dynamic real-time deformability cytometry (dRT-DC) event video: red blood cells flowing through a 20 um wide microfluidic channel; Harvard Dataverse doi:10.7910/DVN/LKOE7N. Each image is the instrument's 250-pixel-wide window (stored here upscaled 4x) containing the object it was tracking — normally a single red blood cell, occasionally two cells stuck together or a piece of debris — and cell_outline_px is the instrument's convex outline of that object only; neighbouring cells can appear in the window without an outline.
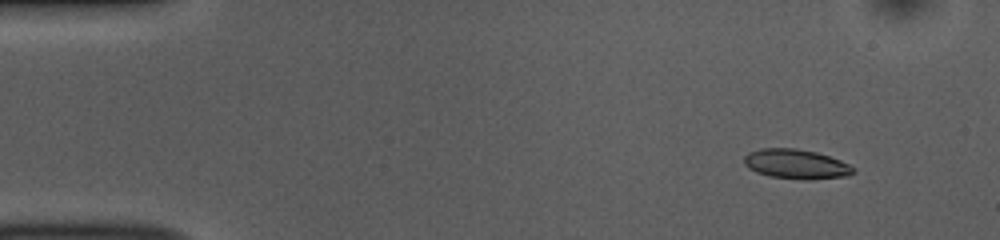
{"species": "common noctule bat (a hibernating species)", "species_latin": "Nyctalus noctula", "temperature_condition": "room temperature", "stored_images_in_passage": 49, "camera_frame_rate_fps": 3000, "um_per_image_px": 0.085, "animal": {"sex": "female", "body_mass_g": 10.0, "forearm_length_mm": 53.1}, "frame": {"image": 1, "passage_image": 1, "time_ms": 0.0, "image_size_px": [1000, 240], "cell_outline_px": [[856, 172], [848, 176], [808, 180], [804, 180], [768, 176], [756, 172], [748, 168], [744, 164], [744, 156], [748, 152], [760, 148], [796, 148], [816, 152], [840, 160], [856, 168]], "centroid_in_image_um": [67.67, 13.95], "position_along_channel_um": 17.3, "area_um2": 19.07}}
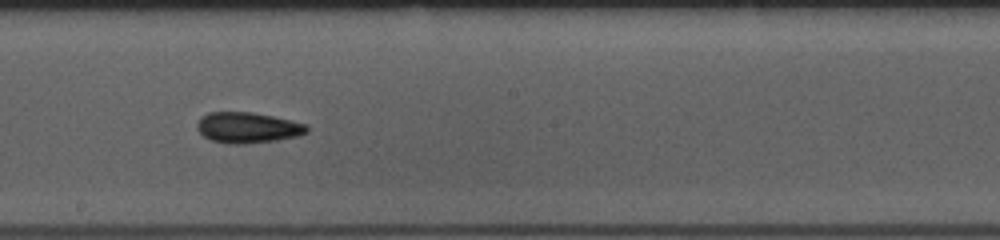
{"frame": {"image": 2, "passage_image": 25, "time_ms": 8.0, "image_size_px": [1000, 240], "cell_outline_px": [[308, 132], [300, 136], [276, 140], [244, 144], [228, 144], [212, 140], [204, 136], [196, 128], [196, 124], [200, 116], [208, 112], [252, 112], [292, 120], [308, 124]], "centroid_in_image_um": [21.06, 10.84], "position_along_channel_um": 227.1, "area_um2": 19.88}}
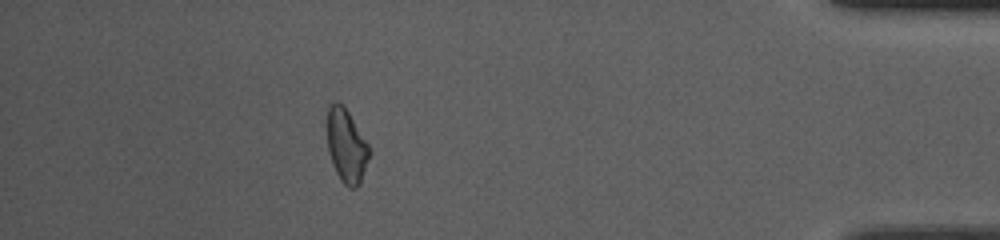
{"frame": {"image": 3, "passage_image": 43, "time_ms": 14.0, "image_size_px": [1000, 240], "cell_outline_px": [[372, 152], [360, 184], [356, 188], [348, 188], [340, 180], [332, 164], [328, 152], [328, 108], [336, 100], [348, 112], [368, 144]], "centroid_in_image_um": [29.47, 12.47], "position_along_channel_um": 405.7, "area_um2": 17.98}, "authors_computed_cell_mechanics": {"area_um2": 18.8428, "velocity_mm_per_s": 3.7778, "shape_relaxation_time_tau1_ms": 3.7769, "shape_relaxation_time_tau2_ms": 9.0451, "deformation_change_tau1": 0.1238, "deformation_change_tau2": 0.1497}}